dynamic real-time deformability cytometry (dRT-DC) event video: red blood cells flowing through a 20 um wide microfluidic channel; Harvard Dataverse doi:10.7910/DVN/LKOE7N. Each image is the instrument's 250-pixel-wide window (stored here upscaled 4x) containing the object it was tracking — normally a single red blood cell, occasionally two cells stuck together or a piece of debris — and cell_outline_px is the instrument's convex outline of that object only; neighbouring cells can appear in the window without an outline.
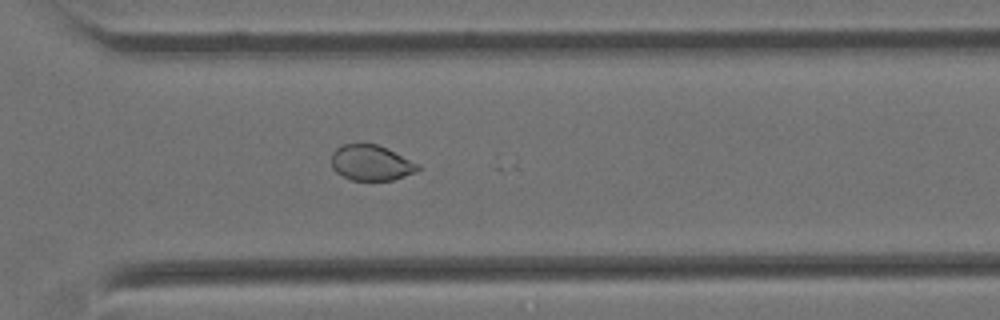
{"species": "Egyptian fruit bat (a non-hibernating species)", "species_latin": "Rousettus aegyptiacus", "temperature_condition": "cold", "stored_images_in_passage": 58, "segment_of_instrument_passage": [2, 2], "camera_frame_rate_fps": 3000, "um_per_image_px": 0.085, "animal": {"sex": "female"}, "frame": {"image": 1, "passage_image": 41, "time_ms": 13.333, "image_size_px": [1000, 320], "cell_outline_px": [[420, 168], [416, 172], [392, 180], [352, 180], [336, 172], [332, 168], [332, 152], [336, 148], [344, 144], [376, 144], [388, 148], [420, 164]], "centroid_in_image_um": [31.56, 13.83], "position_along_channel_um": 339.0, "area_um2": 17.92}}
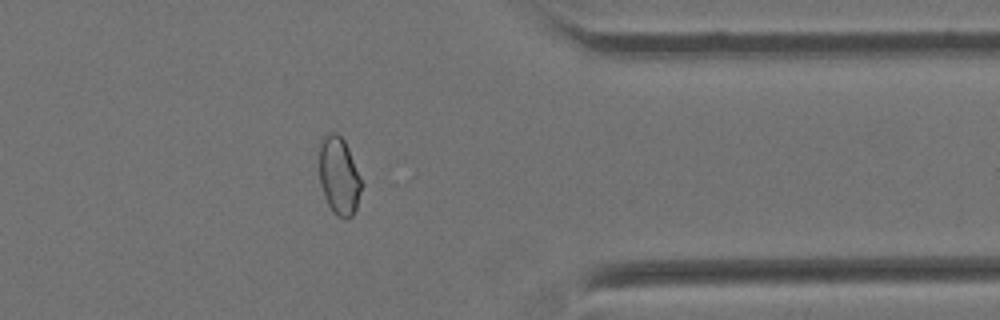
{"frame": {"image": 2, "passage_image": 46, "time_ms": 15.0, "image_size_px": [1000, 320], "cell_outline_px": [[364, 184], [356, 208], [352, 216], [336, 216], [332, 212], [328, 204], [320, 184], [320, 140], [328, 132], [336, 132], [344, 140], [348, 148]], "centroid_in_image_um": [28.83, 14.94], "position_along_channel_um": 382.6, "area_um2": 19.13}}